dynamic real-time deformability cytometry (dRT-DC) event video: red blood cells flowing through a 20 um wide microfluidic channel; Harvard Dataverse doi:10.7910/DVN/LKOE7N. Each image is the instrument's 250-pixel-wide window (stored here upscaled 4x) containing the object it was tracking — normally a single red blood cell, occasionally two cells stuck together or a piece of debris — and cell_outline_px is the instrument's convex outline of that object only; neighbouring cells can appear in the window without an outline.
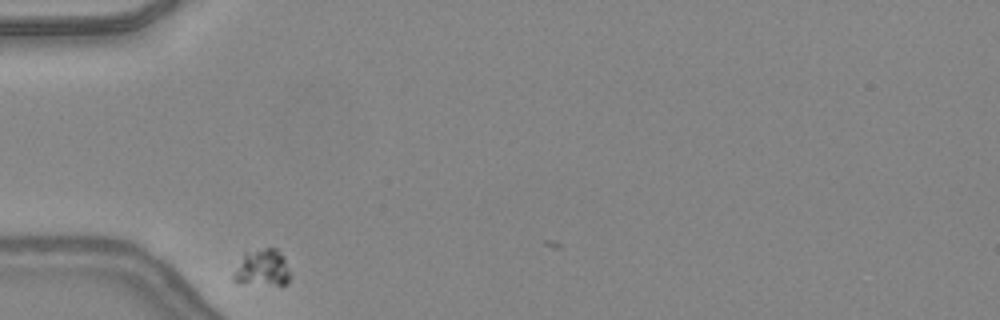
{"species": "common noctule bat (a hibernating species)", "species_latin": "Nyctalus noctula", "temperature_condition": "warm", "stored_images_in_passage": 3, "camera_frame_rate_fps": 3000, "um_per_image_px": 0.085, "animal": {"sex": "female", "body_mass_g": 24.6, "forearm_length_mm": 56.2}, "frame": {"image": 1, "passage_image": 1, "time_ms": 0.0, "image_size_px": [1000, 320], "cell_outline_px": [[292, 276], [288, 284], [236, 284], [232, 280], [232, 276], [244, 252], [264, 248], [276, 248], [284, 256]], "centroid_in_image_um": [22.3, 22.79], "position_along_channel_um": 62.7, "area_um2": 12.48}}